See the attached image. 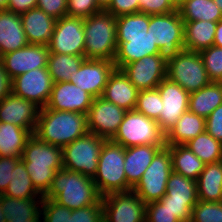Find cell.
<instances>
[{
    "instance_id": "1",
    "label": "cell",
    "mask_w": 222,
    "mask_h": 222,
    "mask_svg": "<svg viewBox=\"0 0 222 222\" xmlns=\"http://www.w3.org/2000/svg\"><path fill=\"white\" fill-rule=\"evenodd\" d=\"M21 159L35 189L44 197L50 190L55 172L63 169L62 148L41 141L32 134L27 140Z\"/></svg>"
},
{
    "instance_id": "2",
    "label": "cell",
    "mask_w": 222,
    "mask_h": 222,
    "mask_svg": "<svg viewBox=\"0 0 222 222\" xmlns=\"http://www.w3.org/2000/svg\"><path fill=\"white\" fill-rule=\"evenodd\" d=\"M88 132L87 114L44 107L34 134L41 141L63 148Z\"/></svg>"
},
{
    "instance_id": "3",
    "label": "cell",
    "mask_w": 222,
    "mask_h": 222,
    "mask_svg": "<svg viewBox=\"0 0 222 222\" xmlns=\"http://www.w3.org/2000/svg\"><path fill=\"white\" fill-rule=\"evenodd\" d=\"M44 198L75 210L98 203L102 196L92 178L63 168L55 172L50 190Z\"/></svg>"
},
{
    "instance_id": "4",
    "label": "cell",
    "mask_w": 222,
    "mask_h": 222,
    "mask_svg": "<svg viewBox=\"0 0 222 222\" xmlns=\"http://www.w3.org/2000/svg\"><path fill=\"white\" fill-rule=\"evenodd\" d=\"M86 59L114 61L117 51L116 17L101 10L83 19Z\"/></svg>"
},
{
    "instance_id": "5",
    "label": "cell",
    "mask_w": 222,
    "mask_h": 222,
    "mask_svg": "<svg viewBox=\"0 0 222 222\" xmlns=\"http://www.w3.org/2000/svg\"><path fill=\"white\" fill-rule=\"evenodd\" d=\"M125 148L106 140L99 155L96 174L93 178L99 194L103 197L112 192L132 190L124 171Z\"/></svg>"
},
{
    "instance_id": "6",
    "label": "cell",
    "mask_w": 222,
    "mask_h": 222,
    "mask_svg": "<svg viewBox=\"0 0 222 222\" xmlns=\"http://www.w3.org/2000/svg\"><path fill=\"white\" fill-rule=\"evenodd\" d=\"M148 34L159 49L158 55L168 63L184 48V21L178 9L168 14L150 15Z\"/></svg>"
},
{
    "instance_id": "7",
    "label": "cell",
    "mask_w": 222,
    "mask_h": 222,
    "mask_svg": "<svg viewBox=\"0 0 222 222\" xmlns=\"http://www.w3.org/2000/svg\"><path fill=\"white\" fill-rule=\"evenodd\" d=\"M124 148L139 145H166V134L158 122L135 110L127 111L111 139Z\"/></svg>"
},
{
    "instance_id": "8",
    "label": "cell",
    "mask_w": 222,
    "mask_h": 222,
    "mask_svg": "<svg viewBox=\"0 0 222 222\" xmlns=\"http://www.w3.org/2000/svg\"><path fill=\"white\" fill-rule=\"evenodd\" d=\"M105 141V138L88 132L67 144L62 148L63 168L82 173L93 179L97 171L100 151Z\"/></svg>"
},
{
    "instance_id": "9",
    "label": "cell",
    "mask_w": 222,
    "mask_h": 222,
    "mask_svg": "<svg viewBox=\"0 0 222 222\" xmlns=\"http://www.w3.org/2000/svg\"><path fill=\"white\" fill-rule=\"evenodd\" d=\"M170 146L161 148L132 190L145 204L159 201L167 191V181L172 173Z\"/></svg>"
},
{
    "instance_id": "10",
    "label": "cell",
    "mask_w": 222,
    "mask_h": 222,
    "mask_svg": "<svg viewBox=\"0 0 222 222\" xmlns=\"http://www.w3.org/2000/svg\"><path fill=\"white\" fill-rule=\"evenodd\" d=\"M167 78L189 94L211 83L199 52L182 50L167 63Z\"/></svg>"
},
{
    "instance_id": "11",
    "label": "cell",
    "mask_w": 222,
    "mask_h": 222,
    "mask_svg": "<svg viewBox=\"0 0 222 222\" xmlns=\"http://www.w3.org/2000/svg\"><path fill=\"white\" fill-rule=\"evenodd\" d=\"M159 202L181 222H190L192 209L198 202L197 182L172 172L167 181L166 194Z\"/></svg>"
},
{
    "instance_id": "12",
    "label": "cell",
    "mask_w": 222,
    "mask_h": 222,
    "mask_svg": "<svg viewBox=\"0 0 222 222\" xmlns=\"http://www.w3.org/2000/svg\"><path fill=\"white\" fill-rule=\"evenodd\" d=\"M103 222H145L146 204L133 191L102 197Z\"/></svg>"
},
{
    "instance_id": "13",
    "label": "cell",
    "mask_w": 222,
    "mask_h": 222,
    "mask_svg": "<svg viewBox=\"0 0 222 222\" xmlns=\"http://www.w3.org/2000/svg\"><path fill=\"white\" fill-rule=\"evenodd\" d=\"M48 48L50 53L84 56L85 34L83 19L70 16L56 19Z\"/></svg>"
},
{
    "instance_id": "14",
    "label": "cell",
    "mask_w": 222,
    "mask_h": 222,
    "mask_svg": "<svg viewBox=\"0 0 222 222\" xmlns=\"http://www.w3.org/2000/svg\"><path fill=\"white\" fill-rule=\"evenodd\" d=\"M53 84L48 69L37 68L13 78L12 93L44 108L50 99Z\"/></svg>"
},
{
    "instance_id": "15",
    "label": "cell",
    "mask_w": 222,
    "mask_h": 222,
    "mask_svg": "<svg viewBox=\"0 0 222 222\" xmlns=\"http://www.w3.org/2000/svg\"><path fill=\"white\" fill-rule=\"evenodd\" d=\"M126 112L101 96L94 98L87 112L88 131L98 137L111 140L118 131Z\"/></svg>"
},
{
    "instance_id": "16",
    "label": "cell",
    "mask_w": 222,
    "mask_h": 222,
    "mask_svg": "<svg viewBox=\"0 0 222 222\" xmlns=\"http://www.w3.org/2000/svg\"><path fill=\"white\" fill-rule=\"evenodd\" d=\"M138 91L157 88L167 78V63L158 55H148L122 69Z\"/></svg>"
},
{
    "instance_id": "17",
    "label": "cell",
    "mask_w": 222,
    "mask_h": 222,
    "mask_svg": "<svg viewBox=\"0 0 222 222\" xmlns=\"http://www.w3.org/2000/svg\"><path fill=\"white\" fill-rule=\"evenodd\" d=\"M116 69L111 60L85 59L69 82L88 92L93 98L102 96L110 75Z\"/></svg>"
},
{
    "instance_id": "18",
    "label": "cell",
    "mask_w": 222,
    "mask_h": 222,
    "mask_svg": "<svg viewBox=\"0 0 222 222\" xmlns=\"http://www.w3.org/2000/svg\"><path fill=\"white\" fill-rule=\"evenodd\" d=\"M157 89L163 103L157 122L160 129L166 134L176 124L181 115L188 110L189 93L168 78H165L157 86Z\"/></svg>"
},
{
    "instance_id": "19",
    "label": "cell",
    "mask_w": 222,
    "mask_h": 222,
    "mask_svg": "<svg viewBox=\"0 0 222 222\" xmlns=\"http://www.w3.org/2000/svg\"><path fill=\"white\" fill-rule=\"evenodd\" d=\"M48 45L28 44L21 49L2 55L5 71L11 79L37 68H47Z\"/></svg>"
},
{
    "instance_id": "20",
    "label": "cell",
    "mask_w": 222,
    "mask_h": 222,
    "mask_svg": "<svg viewBox=\"0 0 222 222\" xmlns=\"http://www.w3.org/2000/svg\"><path fill=\"white\" fill-rule=\"evenodd\" d=\"M40 109L32 101L11 93L0 102V122L17 125L34 134Z\"/></svg>"
},
{
    "instance_id": "21",
    "label": "cell",
    "mask_w": 222,
    "mask_h": 222,
    "mask_svg": "<svg viewBox=\"0 0 222 222\" xmlns=\"http://www.w3.org/2000/svg\"><path fill=\"white\" fill-rule=\"evenodd\" d=\"M93 97L86 91L70 82L53 84L48 109L78 112L87 114L93 102Z\"/></svg>"
},
{
    "instance_id": "22",
    "label": "cell",
    "mask_w": 222,
    "mask_h": 222,
    "mask_svg": "<svg viewBox=\"0 0 222 222\" xmlns=\"http://www.w3.org/2000/svg\"><path fill=\"white\" fill-rule=\"evenodd\" d=\"M138 92L123 71L115 69L101 97L126 111H131L135 109Z\"/></svg>"
},
{
    "instance_id": "23",
    "label": "cell",
    "mask_w": 222,
    "mask_h": 222,
    "mask_svg": "<svg viewBox=\"0 0 222 222\" xmlns=\"http://www.w3.org/2000/svg\"><path fill=\"white\" fill-rule=\"evenodd\" d=\"M24 33L29 44L48 45L56 19L39 8H32L20 14Z\"/></svg>"
},
{
    "instance_id": "24",
    "label": "cell",
    "mask_w": 222,
    "mask_h": 222,
    "mask_svg": "<svg viewBox=\"0 0 222 222\" xmlns=\"http://www.w3.org/2000/svg\"><path fill=\"white\" fill-rule=\"evenodd\" d=\"M166 145H139L125 148L124 171L133 188L151 164L155 154Z\"/></svg>"
},
{
    "instance_id": "25",
    "label": "cell",
    "mask_w": 222,
    "mask_h": 222,
    "mask_svg": "<svg viewBox=\"0 0 222 222\" xmlns=\"http://www.w3.org/2000/svg\"><path fill=\"white\" fill-rule=\"evenodd\" d=\"M20 14L0 10V49L2 55L28 45Z\"/></svg>"
},
{
    "instance_id": "26",
    "label": "cell",
    "mask_w": 222,
    "mask_h": 222,
    "mask_svg": "<svg viewBox=\"0 0 222 222\" xmlns=\"http://www.w3.org/2000/svg\"><path fill=\"white\" fill-rule=\"evenodd\" d=\"M158 53L157 45L147 33L145 37L127 38V42H117V51L113 62L116 69L121 70L126 64Z\"/></svg>"
},
{
    "instance_id": "27",
    "label": "cell",
    "mask_w": 222,
    "mask_h": 222,
    "mask_svg": "<svg viewBox=\"0 0 222 222\" xmlns=\"http://www.w3.org/2000/svg\"><path fill=\"white\" fill-rule=\"evenodd\" d=\"M206 118L185 111L166 133V146L185 145L190 139L205 132Z\"/></svg>"
},
{
    "instance_id": "28",
    "label": "cell",
    "mask_w": 222,
    "mask_h": 222,
    "mask_svg": "<svg viewBox=\"0 0 222 222\" xmlns=\"http://www.w3.org/2000/svg\"><path fill=\"white\" fill-rule=\"evenodd\" d=\"M218 22L184 21V48L201 52L213 46Z\"/></svg>"
},
{
    "instance_id": "29",
    "label": "cell",
    "mask_w": 222,
    "mask_h": 222,
    "mask_svg": "<svg viewBox=\"0 0 222 222\" xmlns=\"http://www.w3.org/2000/svg\"><path fill=\"white\" fill-rule=\"evenodd\" d=\"M196 182L198 200L222 202V166L220 161L206 164Z\"/></svg>"
},
{
    "instance_id": "30",
    "label": "cell",
    "mask_w": 222,
    "mask_h": 222,
    "mask_svg": "<svg viewBox=\"0 0 222 222\" xmlns=\"http://www.w3.org/2000/svg\"><path fill=\"white\" fill-rule=\"evenodd\" d=\"M221 104L222 84L220 82H211L198 91L189 94L188 110L207 118Z\"/></svg>"
},
{
    "instance_id": "31",
    "label": "cell",
    "mask_w": 222,
    "mask_h": 222,
    "mask_svg": "<svg viewBox=\"0 0 222 222\" xmlns=\"http://www.w3.org/2000/svg\"><path fill=\"white\" fill-rule=\"evenodd\" d=\"M32 133L17 125L0 122V156L22 157L24 147Z\"/></svg>"
},
{
    "instance_id": "32",
    "label": "cell",
    "mask_w": 222,
    "mask_h": 222,
    "mask_svg": "<svg viewBox=\"0 0 222 222\" xmlns=\"http://www.w3.org/2000/svg\"><path fill=\"white\" fill-rule=\"evenodd\" d=\"M172 171L197 181L200 173L205 168L201 161L186 145L170 146Z\"/></svg>"
},
{
    "instance_id": "33",
    "label": "cell",
    "mask_w": 222,
    "mask_h": 222,
    "mask_svg": "<svg viewBox=\"0 0 222 222\" xmlns=\"http://www.w3.org/2000/svg\"><path fill=\"white\" fill-rule=\"evenodd\" d=\"M42 201L43 199L36 201V198L19 199L0 194L5 222H9L10 219L41 218V208L38 205H41Z\"/></svg>"
},
{
    "instance_id": "34",
    "label": "cell",
    "mask_w": 222,
    "mask_h": 222,
    "mask_svg": "<svg viewBox=\"0 0 222 222\" xmlns=\"http://www.w3.org/2000/svg\"><path fill=\"white\" fill-rule=\"evenodd\" d=\"M183 21L222 20V12L214 0H185L177 7Z\"/></svg>"
},
{
    "instance_id": "35",
    "label": "cell",
    "mask_w": 222,
    "mask_h": 222,
    "mask_svg": "<svg viewBox=\"0 0 222 222\" xmlns=\"http://www.w3.org/2000/svg\"><path fill=\"white\" fill-rule=\"evenodd\" d=\"M150 15L142 12L116 17L117 42H127V38L145 37Z\"/></svg>"
},
{
    "instance_id": "36",
    "label": "cell",
    "mask_w": 222,
    "mask_h": 222,
    "mask_svg": "<svg viewBox=\"0 0 222 222\" xmlns=\"http://www.w3.org/2000/svg\"><path fill=\"white\" fill-rule=\"evenodd\" d=\"M85 59V56L49 53L47 69L53 82H69Z\"/></svg>"
},
{
    "instance_id": "37",
    "label": "cell",
    "mask_w": 222,
    "mask_h": 222,
    "mask_svg": "<svg viewBox=\"0 0 222 222\" xmlns=\"http://www.w3.org/2000/svg\"><path fill=\"white\" fill-rule=\"evenodd\" d=\"M11 178L12 180L3 195L19 199H30L38 196L37 199H43V196L39 195L40 193L35 189L22 159L15 165Z\"/></svg>"
},
{
    "instance_id": "38",
    "label": "cell",
    "mask_w": 222,
    "mask_h": 222,
    "mask_svg": "<svg viewBox=\"0 0 222 222\" xmlns=\"http://www.w3.org/2000/svg\"><path fill=\"white\" fill-rule=\"evenodd\" d=\"M205 164L219 162L222 157V143L208 132H203L185 144Z\"/></svg>"
},
{
    "instance_id": "39",
    "label": "cell",
    "mask_w": 222,
    "mask_h": 222,
    "mask_svg": "<svg viewBox=\"0 0 222 222\" xmlns=\"http://www.w3.org/2000/svg\"><path fill=\"white\" fill-rule=\"evenodd\" d=\"M162 107V98L157 88L138 92V98L134 109L138 113L158 121Z\"/></svg>"
},
{
    "instance_id": "40",
    "label": "cell",
    "mask_w": 222,
    "mask_h": 222,
    "mask_svg": "<svg viewBox=\"0 0 222 222\" xmlns=\"http://www.w3.org/2000/svg\"><path fill=\"white\" fill-rule=\"evenodd\" d=\"M211 82L222 80V47L211 46L199 52Z\"/></svg>"
},
{
    "instance_id": "41",
    "label": "cell",
    "mask_w": 222,
    "mask_h": 222,
    "mask_svg": "<svg viewBox=\"0 0 222 222\" xmlns=\"http://www.w3.org/2000/svg\"><path fill=\"white\" fill-rule=\"evenodd\" d=\"M190 222H222V202L198 200L192 209Z\"/></svg>"
},
{
    "instance_id": "42",
    "label": "cell",
    "mask_w": 222,
    "mask_h": 222,
    "mask_svg": "<svg viewBox=\"0 0 222 222\" xmlns=\"http://www.w3.org/2000/svg\"><path fill=\"white\" fill-rule=\"evenodd\" d=\"M41 209L43 222H68V216H71L72 212L69 208L61 206L52 199L44 197Z\"/></svg>"
},
{
    "instance_id": "43",
    "label": "cell",
    "mask_w": 222,
    "mask_h": 222,
    "mask_svg": "<svg viewBox=\"0 0 222 222\" xmlns=\"http://www.w3.org/2000/svg\"><path fill=\"white\" fill-rule=\"evenodd\" d=\"M102 9L96 0H67V16L86 19Z\"/></svg>"
},
{
    "instance_id": "44",
    "label": "cell",
    "mask_w": 222,
    "mask_h": 222,
    "mask_svg": "<svg viewBox=\"0 0 222 222\" xmlns=\"http://www.w3.org/2000/svg\"><path fill=\"white\" fill-rule=\"evenodd\" d=\"M68 222H103L102 199L94 205L72 210Z\"/></svg>"
},
{
    "instance_id": "45",
    "label": "cell",
    "mask_w": 222,
    "mask_h": 222,
    "mask_svg": "<svg viewBox=\"0 0 222 222\" xmlns=\"http://www.w3.org/2000/svg\"><path fill=\"white\" fill-rule=\"evenodd\" d=\"M145 222H181L159 201L146 204Z\"/></svg>"
},
{
    "instance_id": "46",
    "label": "cell",
    "mask_w": 222,
    "mask_h": 222,
    "mask_svg": "<svg viewBox=\"0 0 222 222\" xmlns=\"http://www.w3.org/2000/svg\"><path fill=\"white\" fill-rule=\"evenodd\" d=\"M139 3L140 12L149 15L168 14L177 10L171 0H139Z\"/></svg>"
},
{
    "instance_id": "47",
    "label": "cell",
    "mask_w": 222,
    "mask_h": 222,
    "mask_svg": "<svg viewBox=\"0 0 222 222\" xmlns=\"http://www.w3.org/2000/svg\"><path fill=\"white\" fill-rule=\"evenodd\" d=\"M20 160L19 157L0 156V194L6 191L12 180V171Z\"/></svg>"
},
{
    "instance_id": "48",
    "label": "cell",
    "mask_w": 222,
    "mask_h": 222,
    "mask_svg": "<svg viewBox=\"0 0 222 222\" xmlns=\"http://www.w3.org/2000/svg\"><path fill=\"white\" fill-rule=\"evenodd\" d=\"M115 17L140 12L139 0H112L105 9Z\"/></svg>"
},
{
    "instance_id": "49",
    "label": "cell",
    "mask_w": 222,
    "mask_h": 222,
    "mask_svg": "<svg viewBox=\"0 0 222 222\" xmlns=\"http://www.w3.org/2000/svg\"><path fill=\"white\" fill-rule=\"evenodd\" d=\"M37 8L55 19L67 16V0H37Z\"/></svg>"
},
{
    "instance_id": "50",
    "label": "cell",
    "mask_w": 222,
    "mask_h": 222,
    "mask_svg": "<svg viewBox=\"0 0 222 222\" xmlns=\"http://www.w3.org/2000/svg\"><path fill=\"white\" fill-rule=\"evenodd\" d=\"M205 131L222 143V104L206 118Z\"/></svg>"
},
{
    "instance_id": "51",
    "label": "cell",
    "mask_w": 222,
    "mask_h": 222,
    "mask_svg": "<svg viewBox=\"0 0 222 222\" xmlns=\"http://www.w3.org/2000/svg\"><path fill=\"white\" fill-rule=\"evenodd\" d=\"M37 7V0H8L7 10L22 14Z\"/></svg>"
},
{
    "instance_id": "52",
    "label": "cell",
    "mask_w": 222,
    "mask_h": 222,
    "mask_svg": "<svg viewBox=\"0 0 222 222\" xmlns=\"http://www.w3.org/2000/svg\"><path fill=\"white\" fill-rule=\"evenodd\" d=\"M12 93V79L5 71L2 60L0 59V102Z\"/></svg>"
},
{
    "instance_id": "53",
    "label": "cell",
    "mask_w": 222,
    "mask_h": 222,
    "mask_svg": "<svg viewBox=\"0 0 222 222\" xmlns=\"http://www.w3.org/2000/svg\"><path fill=\"white\" fill-rule=\"evenodd\" d=\"M213 45L222 47V20L218 21Z\"/></svg>"
},
{
    "instance_id": "54",
    "label": "cell",
    "mask_w": 222,
    "mask_h": 222,
    "mask_svg": "<svg viewBox=\"0 0 222 222\" xmlns=\"http://www.w3.org/2000/svg\"><path fill=\"white\" fill-rule=\"evenodd\" d=\"M112 0H96L98 6L102 9L105 10L109 4L111 3Z\"/></svg>"
},
{
    "instance_id": "55",
    "label": "cell",
    "mask_w": 222,
    "mask_h": 222,
    "mask_svg": "<svg viewBox=\"0 0 222 222\" xmlns=\"http://www.w3.org/2000/svg\"><path fill=\"white\" fill-rule=\"evenodd\" d=\"M40 218H32V219H10L9 222H41Z\"/></svg>"
},
{
    "instance_id": "56",
    "label": "cell",
    "mask_w": 222,
    "mask_h": 222,
    "mask_svg": "<svg viewBox=\"0 0 222 222\" xmlns=\"http://www.w3.org/2000/svg\"><path fill=\"white\" fill-rule=\"evenodd\" d=\"M8 0H0V10H7Z\"/></svg>"
},
{
    "instance_id": "57",
    "label": "cell",
    "mask_w": 222,
    "mask_h": 222,
    "mask_svg": "<svg viewBox=\"0 0 222 222\" xmlns=\"http://www.w3.org/2000/svg\"><path fill=\"white\" fill-rule=\"evenodd\" d=\"M185 0H171V2L178 7L182 2H184Z\"/></svg>"
},
{
    "instance_id": "58",
    "label": "cell",
    "mask_w": 222,
    "mask_h": 222,
    "mask_svg": "<svg viewBox=\"0 0 222 222\" xmlns=\"http://www.w3.org/2000/svg\"><path fill=\"white\" fill-rule=\"evenodd\" d=\"M4 213L2 212L1 202H0V222H5L4 220Z\"/></svg>"
},
{
    "instance_id": "59",
    "label": "cell",
    "mask_w": 222,
    "mask_h": 222,
    "mask_svg": "<svg viewBox=\"0 0 222 222\" xmlns=\"http://www.w3.org/2000/svg\"><path fill=\"white\" fill-rule=\"evenodd\" d=\"M215 4L220 8L222 12V0H214Z\"/></svg>"
}]
</instances>
